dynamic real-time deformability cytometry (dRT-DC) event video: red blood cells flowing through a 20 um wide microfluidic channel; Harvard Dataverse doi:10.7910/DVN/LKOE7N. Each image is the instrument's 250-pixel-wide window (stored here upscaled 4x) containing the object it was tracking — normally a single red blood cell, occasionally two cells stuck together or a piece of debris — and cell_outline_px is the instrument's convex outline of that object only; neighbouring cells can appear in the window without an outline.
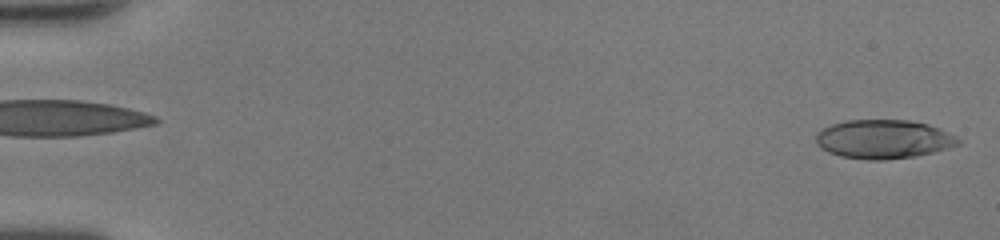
{"species": "human", "species_latin": "Homo sapiens", "temperature_condition": "room temperature", "stored_images_in_passage": 49, "camera_frame_rate_fps": 3000, "um_per_image_px": 0.085, "donor": {"sex": "female"}, "frame": {"image": 1, "passage_image": 1, "time_ms": 0.0, "image_size_px": [1000, 240], "cell_outline_px": [[960, 144], [948, 148], [916, 156], [884, 160], [868, 160], [840, 156], [828, 152], [820, 148], [816, 144], [816, 132], [832, 124], [844, 120], [908, 120], [928, 124], [956, 136], [960, 140]], "centroid_in_image_um": [75.07, 11.83], "position_along_channel_um": 9.9, "area_um2": 32.25}}
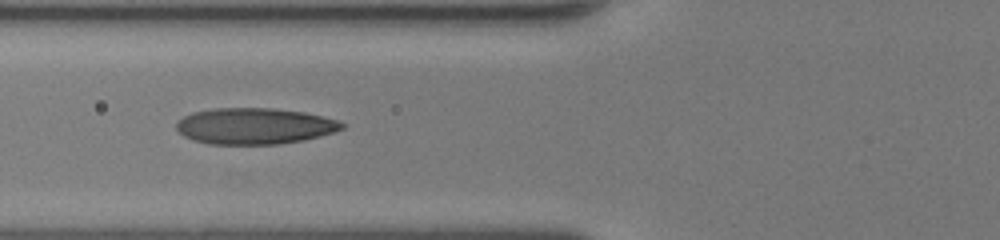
{"frame": {"image": 2, "passage_image": 20, "time_ms": 6.333, "image_size_px": [1000, 240], "cell_outline_px": [[348, 124], [344, 128], [320, 136], [304, 140], [276, 144], [208, 144], [184, 136], [176, 128], [176, 124], [184, 116], [192, 112], [212, 108], [272, 108], [304, 112], [340, 120]], "centroid_in_image_um": [21.67, 10.71], "position_along_channel_um": 104.1, "area_um2": 34.97}}
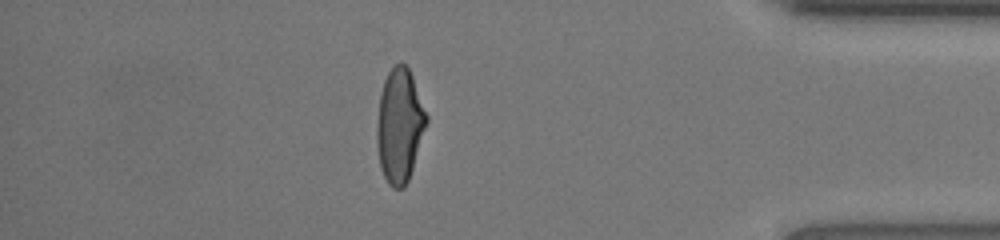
{"frame": {"image": 3, "passage_image": 43, "time_ms": 14.0, "image_size_px": [1000, 240], "cell_outline_px": [[428, 120], [408, 180], [404, 188], [392, 188], [388, 184], [380, 168], [376, 144], [376, 124], [380, 92], [384, 80], [392, 64], [400, 60], [408, 68], [412, 76], [428, 116]], "centroid_in_image_um": [33.94, 10.64], "position_along_channel_um": 401.3, "area_um2": 33.12}, "authors_computed_cell_mechanics": {"area_um2": 33.1194, "velocity_mm_per_s": 4.2979, "shape_relaxation_time_tau1_ms": 6.2341, "shape_relaxation_time_tau2_ms": 0.6568, "deformation_change_tau1": 0.2573, "deformation_change_tau2": 0.073}}